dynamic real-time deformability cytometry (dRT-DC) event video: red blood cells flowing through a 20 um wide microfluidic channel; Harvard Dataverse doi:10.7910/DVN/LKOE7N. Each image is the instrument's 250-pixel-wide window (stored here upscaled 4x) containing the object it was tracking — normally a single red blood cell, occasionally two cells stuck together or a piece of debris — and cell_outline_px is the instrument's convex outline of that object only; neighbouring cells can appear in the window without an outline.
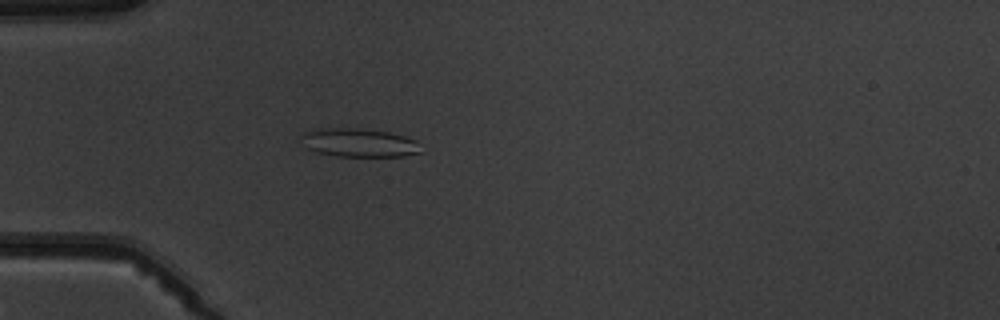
{"species": "common noctule bat (a hibernating species)", "species_latin": "Nyctalus noctula", "temperature_condition": "warm", "stored_images_in_passage": 4, "camera_frame_rate_fps": 3000, "um_per_image_px": 0.085, "animal": {"sex": "male", "body_mass_g": 19.5, "forearm_length_mm": 54.6}, "frame": {"image": 1, "passage_image": 4, "time_ms": 3.667, "image_size_px": [1000, 320], "cell_outline_px": [[420, 152], [404, 156], [336, 156], [316, 152], [304, 148], [300, 136], [304, 132], [312, 128], [356, 128], [388, 132], [404, 136], [416, 140]], "centroid_in_image_um": [30.42, 12.12], "position_along_channel_um": 54.6, "area_um2": 20.0}}